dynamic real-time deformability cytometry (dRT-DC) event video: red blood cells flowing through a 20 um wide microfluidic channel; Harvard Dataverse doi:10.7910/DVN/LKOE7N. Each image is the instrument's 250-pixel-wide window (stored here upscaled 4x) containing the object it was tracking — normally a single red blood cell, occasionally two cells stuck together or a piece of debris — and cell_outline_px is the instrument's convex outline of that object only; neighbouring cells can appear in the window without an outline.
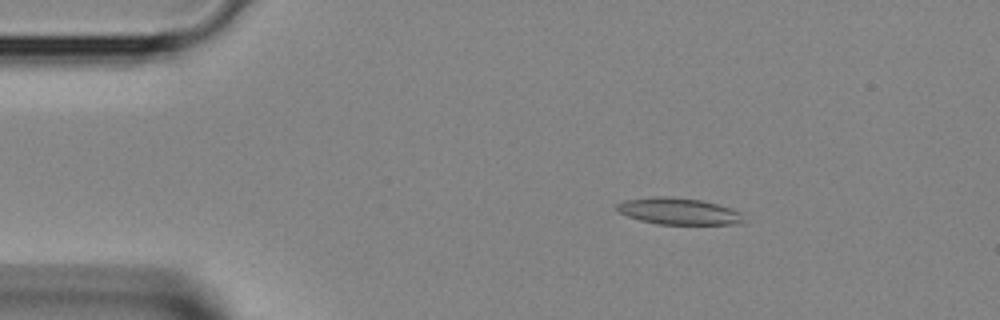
{"species": "Egyptian fruit bat (a non-hibernating species)", "species_latin": "Rousettus aegyptiacus", "temperature_condition": "room temperature", "stored_images_in_passage": 3, "camera_frame_rate_fps": 3000, "um_per_image_px": 0.085, "animal": {"sex": "female"}, "frame": {"image": 1, "passage_image": 2, "time_ms": 0.333, "image_size_px": [1000, 320], "cell_outline_px": [[744, 224], [656, 224], [640, 220], [628, 216], [620, 212], [616, 208], [616, 204], [624, 200], [656, 196], [672, 196], [700, 200], [716, 204], [740, 212], [744, 220]], "centroid_in_image_um": [57.67, 17.95], "position_along_channel_um": 27.3, "area_um2": 19.59}}